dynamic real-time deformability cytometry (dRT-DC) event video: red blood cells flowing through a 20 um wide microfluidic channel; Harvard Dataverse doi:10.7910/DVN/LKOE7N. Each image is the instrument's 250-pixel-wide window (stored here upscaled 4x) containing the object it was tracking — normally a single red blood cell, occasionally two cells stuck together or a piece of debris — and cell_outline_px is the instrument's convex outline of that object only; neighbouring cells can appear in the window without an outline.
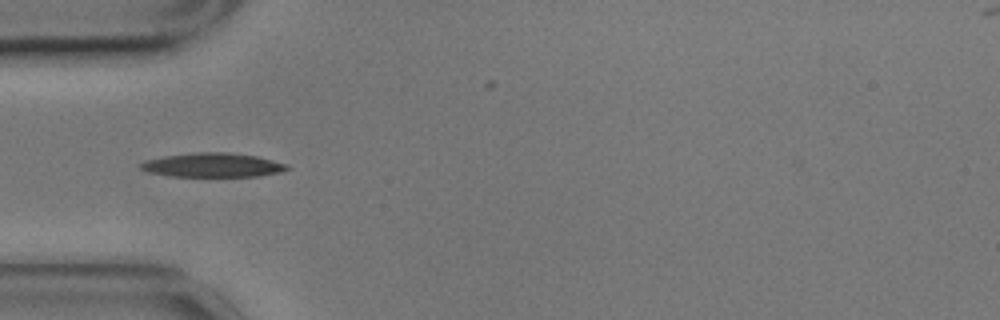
{"species": "common noctule bat (a hibernating species)", "species_latin": "Nyctalus noctula", "temperature_condition": "cold", "stored_images_in_passage": 40, "camera_frame_rate_fps": 3000, "um_per_image_px": 0.085, "animal": {"sex": "male", "body_mass_g": 17.9}, "frame": {"image": 1, "passage_image": 1, "time_ms": 0.0, "image_size_px": [1000, 320], "cell_outline_px": [[288, 168], [280, 172], [260, 176], [168, 176], [148, 172], [140, 168], [140, 164], [144, 160], [164, 156], [200, 152], [228, 152], [256, 156], [288, 164]], "centroid_in_image_um": [18.06, 14.03], "position_along_channel_um": 66.9, "area_um2": 20.46}}
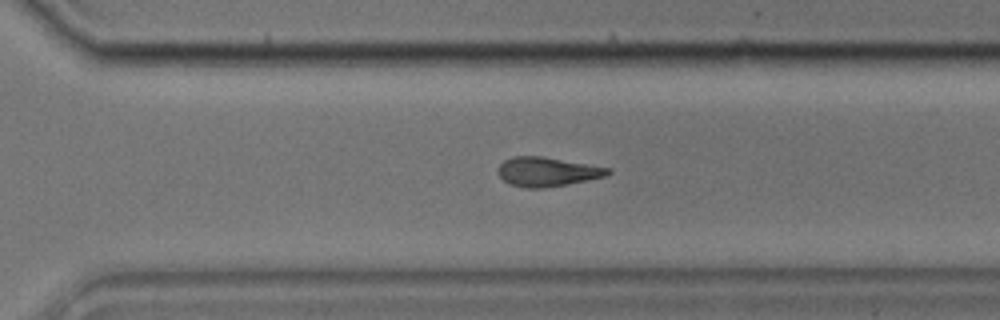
{"frame": {"image": 2, "passage_image": 23, "time_ms": 7.333, "image_size_px": [1000, 320], "cell_outline_px": [[612, 172], [604, 176], [588, 180], [544, 188], [528, 188], [508, 184], [496, 172], [496, 168], [504, 160], [512, 156], [540, 156], [612, 168]], "centroid_in_image_um": [46.48, 14.59], "position_along_channel_um": 324.1, "area_um2": 18.73}}
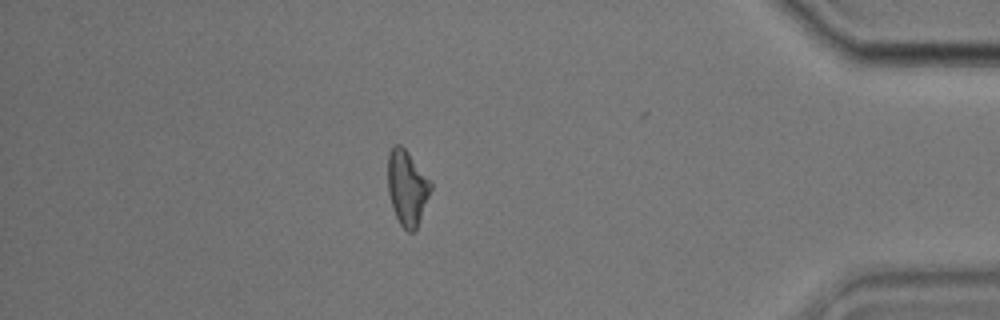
{"frame": {"image": 3, "passage_image": 33, "time_ms": 10.667, "image_size_px": [1000, 320], "cell_outline_px": [[432, 188], [416, 232], [408, 232], [400, 224], [392, 208], [388, 192], [388, 152], [392, 144], [400, 144], [408, 152], [432, 180]], "centroid_in_image_um": [34.62, 15.95], "position_along_channel_um": 400.6, "area_um2": 19.19}, "authors_computed_cell_mechanics": {"area_um2": 19.1896, "velocity_mm_per_s": 3.5094, "shape_relaxation_time_tau1_ms": 7.8706, "shape_relaxation_time_tau2_ms": null, "deformation_change_tau1": 0.197, "deformation_change_tau2": null}}